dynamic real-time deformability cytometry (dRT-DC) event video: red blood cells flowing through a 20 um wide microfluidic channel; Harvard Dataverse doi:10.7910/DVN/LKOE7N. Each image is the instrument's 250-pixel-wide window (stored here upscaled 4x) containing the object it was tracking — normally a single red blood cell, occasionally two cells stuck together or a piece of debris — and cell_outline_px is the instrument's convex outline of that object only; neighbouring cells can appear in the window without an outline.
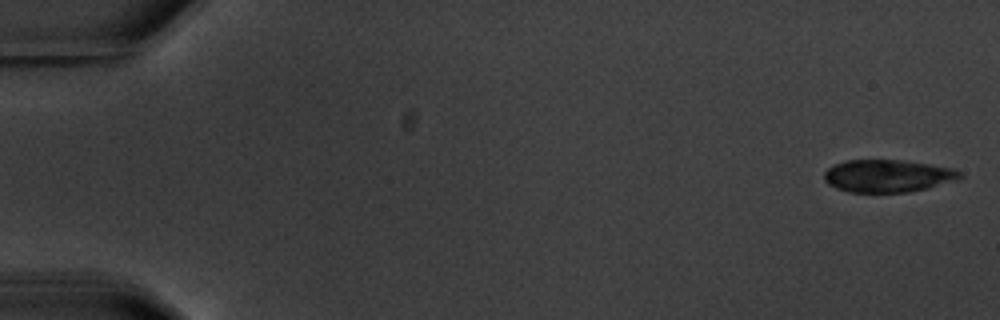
{"species": "common noctule bat (a hibernating species)", "species_latin": "Nyctalus noctula", "temperature_condition": "warm", "stored_images_in_passage": 5, "camera_frame_rate_fps": 3000, "um_per_image_px": 0.085, "animal": {"sex": "male", "body_mass_g": 20.1, "forearm_length_mm": 53.5}, "frame": {"image": 1, "passage_image": 1, "time_ms": 0.0, "image_size_px": [1000, 320], "cell_outline_px": [[964, 176], [960, 180], [908, 192], [848, 192], [836, 188], [828, 184], [824, 180], [824, 172], [832, 164], [844, 160], [900, 160], [956, 168]], "centroid_in_image_um": [75.46, 14.95], "position_along_channel_um": 9.5, "area_um2": 25.95}}
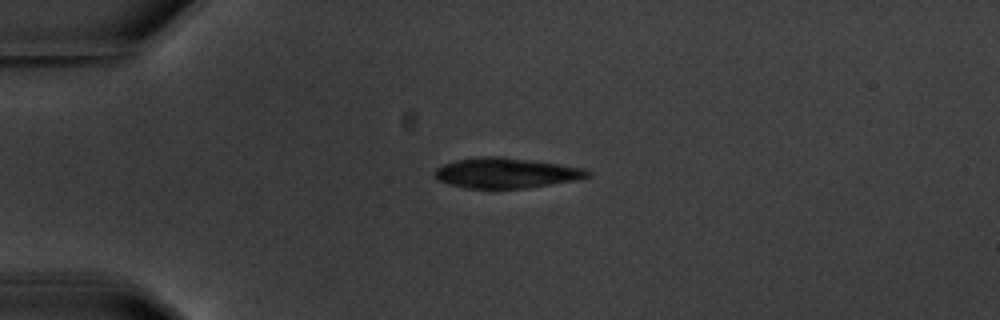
{"frame": {"image": 2, "passage_image": 4, "time_ms": 4.333, "image_size_px": [1000, 320], "cell_outline_px": [[592, 176], [572, 180], [524, 188], [464, 188], [448, 184], [440, 180], [436, 176], [436, 168], [444, 164], [456, 160], [480, 156], [500, 156], [532, 160], [584, 168], [592, 172]], "centroid_in_image_um": [43.01, 14.69], "position_along_channel_um": 42.0, "area_um2": 26.65}}